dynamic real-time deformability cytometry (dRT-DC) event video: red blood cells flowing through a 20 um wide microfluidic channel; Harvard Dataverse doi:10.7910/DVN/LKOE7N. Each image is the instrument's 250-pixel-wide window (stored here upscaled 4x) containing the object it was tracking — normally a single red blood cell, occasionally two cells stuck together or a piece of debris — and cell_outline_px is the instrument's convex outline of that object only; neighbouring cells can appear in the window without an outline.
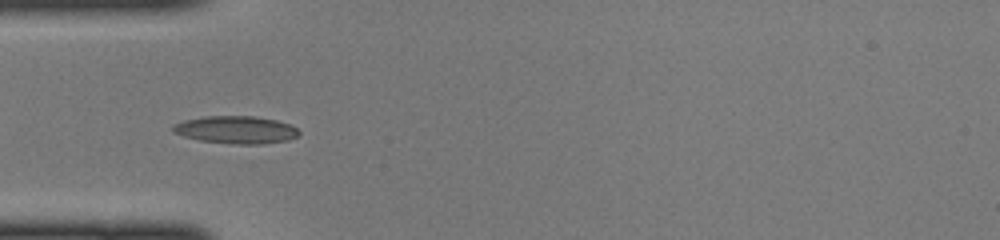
{"species": "common noctule bat (a hibernating species)", "species_latin": "Nyctalus noctula", "temperature_condition": "cold", "stored_images_in_passage": 37, "camera_frame_rate_fps": 3000, "um_per_image_px": 0.085, "animal": {"sex": "female", "body_mass_g": 22.0, "forearm_length_mm": 56.7}, "frame": {"image": 1, "passage_image": 5, "time_ms": 1.333, "image_size_px": [1000, 240], "cell_outline_px": [[300, 132], [296, 136], [288, 140], [260, 144], [232, 144], [200, 140], [184, 136], [172, 132], [172, 128], [176, 124], [184, 120], [204, 116], [256, 116], [276, 120], [288, 124], [296, 128]], "centroid_in_image_um": [20.05, 11.03], "position_along_channel_um": 64.9, "area_um2": 20.11}}
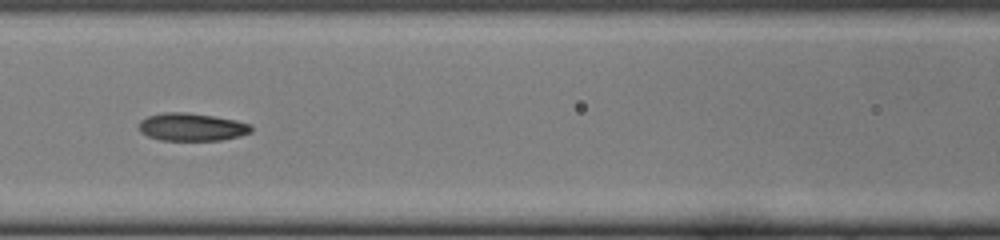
{"frame": {"image": 2, "passage_image": 11, "time_ms": 3.333, "image_size_px": [1000, 240], "cell_outline_px": [[252, 132], [240, 136], [220, 140], [160, 140], [148, 136], [140, 132], [140, 120], [148, 116], [160, 112], [184, 112], [212, 116], [236, 120], [252, 124]], "centroid_in_image_um": [16.31, 10.79], "position_along_channel_um": 150.3, "area_um2": 18.21}}
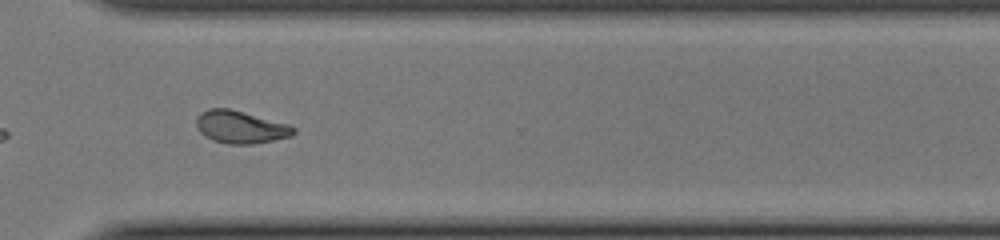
{"frame": {"image": 3, "passage_image": 25, "time_ms": 8.0, "image_size_px": [1000, 240], "cell_outline_px": [[296, 132], [292, 136], [252, 144], [228, 144], [212, 140], [204, 136], [200, 132], [196, 124], [196, 120], [200, 112], [208, 108], [228, 108], [288, 124], [296, 128]], "centroid_in_image_um": [20.43, 10.8], "position_along_channel_um": 350.2, "area_um2": 18.38}}